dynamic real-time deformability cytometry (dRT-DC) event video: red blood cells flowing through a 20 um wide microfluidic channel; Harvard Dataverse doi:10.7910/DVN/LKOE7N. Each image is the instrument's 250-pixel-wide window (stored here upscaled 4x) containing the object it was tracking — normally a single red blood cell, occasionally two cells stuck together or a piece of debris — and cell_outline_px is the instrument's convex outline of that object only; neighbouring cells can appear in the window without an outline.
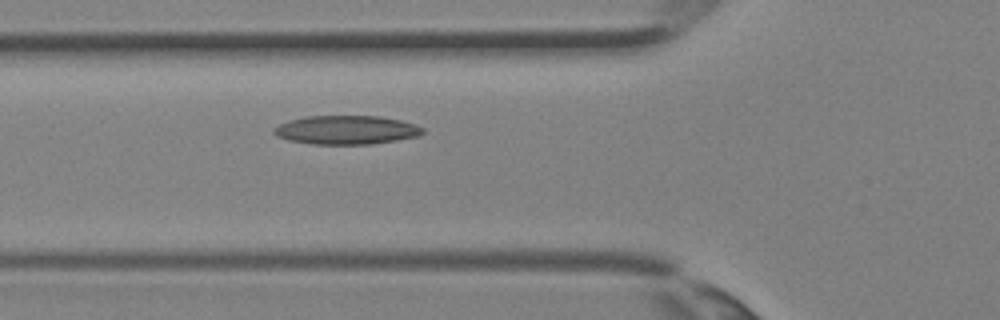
{"species": "Egyptian fruit bat (a non-hibernating species)", "species_latin": "Rousettus aegyptiacus", "temperature_condition": "room temperature", "stored_images_in_passage": 27, "camera_frame_rate_fps": 3000, "um_per_image_px": 0.085, "animal": {"sex": "female"}, "frame": {"image": 1, "passage_image": 5, "time_ms": 1.333, "image_size_px": [1000, 320], "cell_outline_px": [[424, 132], [416, 136], [396, 140], [372, 144], [312, 144], [288, 140], [276, 136], [272, 132], [272, 128], [288, 120], [304, 116], [380, 116], [400, 120], [416, 124], [424, 128]], "centroid_in_image_um": [29.4, 11.04], "position_along_channel_um": 96.4, "area_um2": 25.09}}
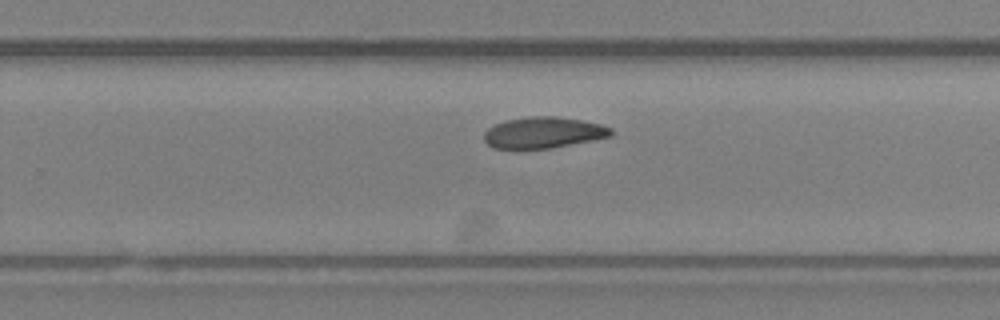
{"frame": {"image": 2, "passage_image": 15, "time_ms": 4.667, "image_size_px": [1000, 320], "cell_outline_px": [[612, 136], [552, 148], [492, 148], [484, 140], [484, 132], [488, 128], [504, 120], [528, 116], [556, 116], [580, 120], [600, 124], [612, 128]], "centroid_in_image_um": [46.17, 11.26], "position_along_channel_um": 283.6, "area_um2": 23.0}}
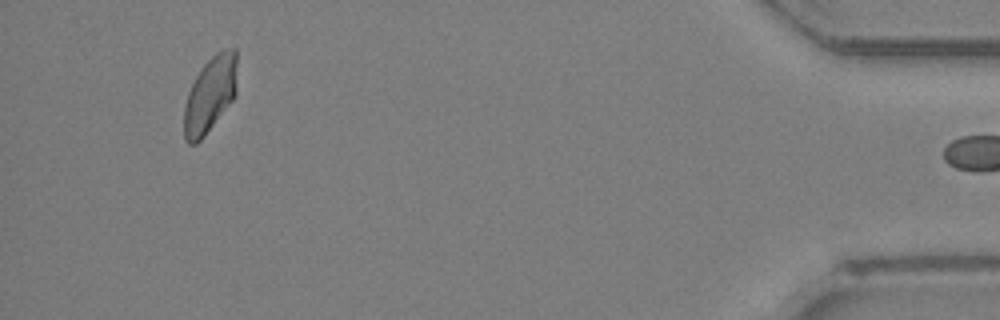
{"frame": {"image": 3, "passage_image": 26, "time_ms": 8.333, "image_size_px": [1000, 320], "cell_outline_px": [[236, 96], [204, 136], [196, 144], [188, 144], [184, 140], [184, 108], [188, 92], [196, 76], [204, 64], [216, 52], [224, 48], [236, 48]], "centroid_in_image_um": [17.86, 8.04], "position_along_channel_um": 417.3, "area_um2": 23.47}}